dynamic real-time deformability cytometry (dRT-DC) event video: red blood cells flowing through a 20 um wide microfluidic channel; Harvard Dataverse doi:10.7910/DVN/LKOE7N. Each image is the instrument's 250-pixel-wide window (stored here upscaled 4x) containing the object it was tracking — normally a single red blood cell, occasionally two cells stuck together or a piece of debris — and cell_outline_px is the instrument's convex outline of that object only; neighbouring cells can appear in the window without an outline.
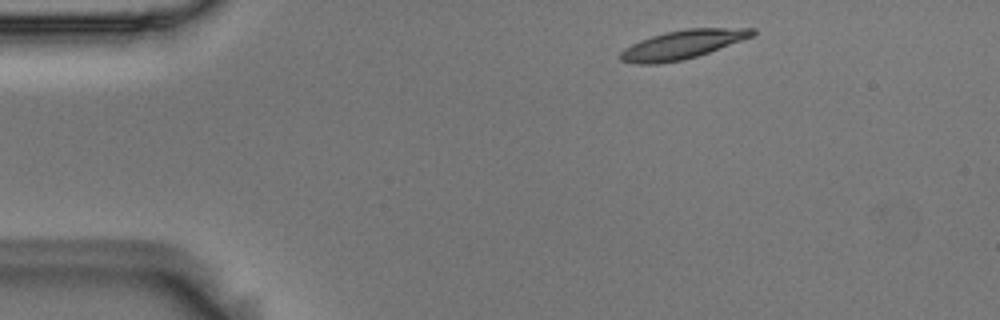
{"species": "Egyptian fruit bat (a non-hibernating species)", "species_latin": "Rousettus aegyptiacus", "temperature_condition": "room temperature", "stored_images_in_passage": 3, "camera_frame_rate_fps": 3000, "um_per_image_px": 0.085, "animal": {"sex": "male"}, "frame": {"image": 1, "passage_image": 1, "time_ms": 0.0, "image_size_px": [1000, 320], "cell_outline_px": [[756, 36], [696, 56], [680, 60], [656, 64], [636, 64], [620, 60], [616, 56], [624, 48], [640, 40], [664, 32], [688, 28], [756, 28]], "centroid_in_image_um": [58.01, 3.78], "position_along_channel_um": 27.0, "area_um2": 22.2}}